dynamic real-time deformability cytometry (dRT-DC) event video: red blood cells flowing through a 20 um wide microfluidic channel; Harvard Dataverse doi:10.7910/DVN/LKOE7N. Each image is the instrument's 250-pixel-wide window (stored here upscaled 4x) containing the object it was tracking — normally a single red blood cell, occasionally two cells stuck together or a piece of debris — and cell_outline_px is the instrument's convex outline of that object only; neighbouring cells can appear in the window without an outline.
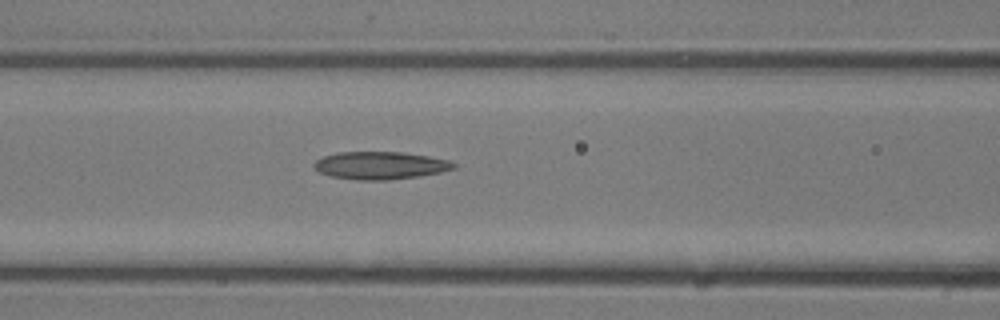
{"species": "common noctule bat (a hibernating species)", "species_latin": "Nyctalus noctula", "temperature_condition": "room temperature", "stored_images_in_passage": 12, "camera_frame_rate_fps": 3000, "um_per_image_px": 0.085, "animal": {"sex": "male", "body_mass_g": 13.3}, "frame": {"image": 1, "passage_image": 9, "time_ms": 2.667, "image_size_px": [1000, 320], "cell_outline_px": [[456, 168], [440, 172], [420, 176], [388, 180], [356, 180], [332, 176], [320, 172], [312, 168], [312, 164], [316, 160], [324, 156], [336, 152], [404, 152], [428, 156], [448, 160], [456, 164]], "centroid_in_image_um": [32.3, 14.06], "position_along_channel_um": 134.3, "area_um2": 22.6}}